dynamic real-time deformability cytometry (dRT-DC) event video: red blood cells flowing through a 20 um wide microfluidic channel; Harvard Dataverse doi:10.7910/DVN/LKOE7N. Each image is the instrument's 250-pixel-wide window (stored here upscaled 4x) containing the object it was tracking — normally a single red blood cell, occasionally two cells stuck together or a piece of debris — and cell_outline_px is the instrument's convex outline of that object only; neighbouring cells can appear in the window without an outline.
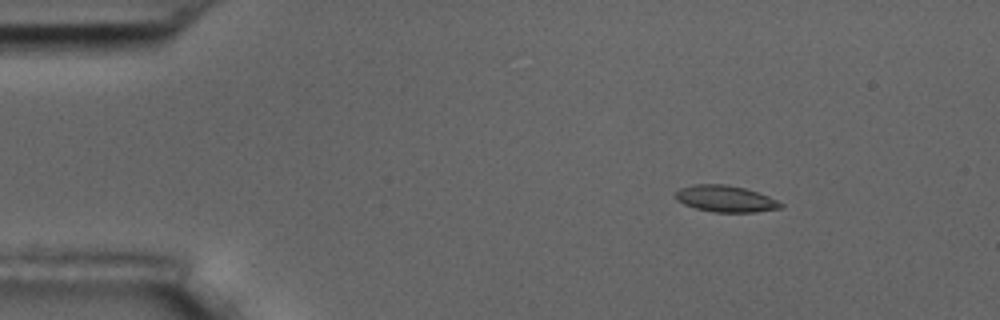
{"species": "common noctule bat (a hibernating species)", "species_latin": "Nyctalus noctula", "temperature_condition": "room temperature", "stored_images_in_passage": 4, "camera_frame_rate_fps": 3000, "um_per_image_px": 0.085, "animal": {"sex": "male", "body_mass_g": 17.5, "forearm_length_mm": 52.3}, "frame": {"image": 1, "passage_image": 2, "time_ms": 1.333, "image_size_px": [1000, 320], "cell_outline_px": [[784, 204], [780, 208], [756, 212], [712, 212], [696, 208], [684, 204], [676, 200], [676, 192], [680, 188], [692, 184], [724, 184], [744, 188], [768, 196]], "centroid_in_image_um": [61.64, 16.89], "position_along_channel_um": 23.4, "area_um2": 16.13}}